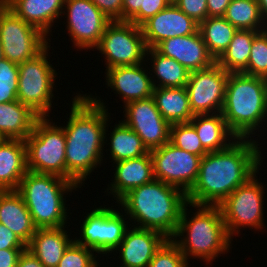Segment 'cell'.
I'll return each instance as SVG.
<instances>
[{"label":"cell","instance_id":"1","mask_svg":"<svg viewBox=\"0 0 267 267\" xmlns=\"http://www.w3.org/2000/svg\"><path fill=\"white\" fill-rule=\"evenodd\" d=\"M257 140L238 138L224 150L205 154L197 181L187 194V202L219 206L255 173L258 175L264 158Z\"/></svg>","mask_w":267,"mask_h":267},{"label":"cell","instance_id":"2","mask_svg":"<svg viewBox=\"0 0 267 267\" xmlns=\"http://www.w3.org/2000/svg\"><path fill=\"white\" fill-rule=\"evenodd\" d=\"M72 99L69 120L66 126H62L66 139V179L81 188L87 176L90 177L102 163L104 134L110 113L97 96L78 93Z\"/></svg>","mask_w":267,"mask_h":267},{"label":"cell","instance_id":"3","mask_svg":"<svg viewBox=\"0 0 267 267\" xmlns=\"http://www.w3.org/2000/svg\"><path fill=\"white\" fill-rule=\"evenodd\" d=\"M134 221L132 227L152 229L166 238L175 235L183 207L188 203L187 195L180 189L153 179L124 195L118 202Z\"/></svg>","mask_w":267,"mask_h":267},{"label":"cell","instance_id":"4","mask_svg":"<svg viewBox=\"0 0 267 267\" xmlns=\"http://www.w3.org/2000/svg\"><path fill=\"white\" fill-rule=\"evenodd\" d=\"M187 206L197 210L191 219L187 214ZM171 239L187 261L189 257L198 258L207 265L215 261L221 253L227 254L233 241L228 235L219 206L190 203L183 207L177 231Z\"/></svg>","mask_w":267,"mask_h":267},{"label":"cell","instance_id":"5","mask_svg":"<svg viewBox=\"0 0 267 267\" xmlns=\"http://www.w3.org/2000/svg\"><path fill=\"white\" fill-rule=\"evenodd\" d=\"M221 113L238 138L253 137L267 121V79L229 73Z\"/></svg>","mask_w":267,"mask_h":267},{"label":"cell","instance_id":"6","mask_svg":"<svg viewBox=\"0 0 267 267\" xmlns=\"http://www.w3.org/2000/svg\"><path fill=\"white\" fill-rule=\"evenodd\" d=\"M79 186L61 176L27 171L16 190L23 198L37 229L66 226V193ZM65 194V195H64Z\"/></svg>","mask_w":267,"mask_h":267},{"label":"cell","instance_id":"7","mask_svg":"<svg viewBox=\"0 0 267 267\" xmlns=\"http://www.w3.org/2000/svg\"><path fill=\"white\" fill-rule=\"evenodd\" d=\"M48 117H39L26 143L27 170L66 179L65 131Z\"/></svg>","mask_w":267,"mask_h":267},{"label":"cell","instance_id":"8","mask_svg":"<svg viewBox=\"0 0 267 267\" xmlns=\"http://www.w3.org/2000/svg\"><path fill=\"white\" fill-rule=\"evenodd\" d=\"M50 47L49 44L36 57L18 64L17 99L39 117H49L53 108L51 100H54V80L58 74L48 58Z\"/></svg>","mask_w":267,"mask_h":267},{"label":"cell","instance_id":"9","mask_svg":"<svg viewBox=\"0 0 267 267\" xmlns=\"http://www.w3.org/2000/svg\"><path fill=\"white\" fill-rule=\"evenodd\" d=\"M256 173L235 189L220 205L228 235L233 238L242 228L262 230L265 188Z\"/></svg>","mask_w":267,"mask_h":267},{"label":"cell","instance_id":"10","mask_svg":"<svg viewBox=\"0 0 267 267\" xmlns=\"http://www.w3.org/2000/svg\"><path fill=\"white\" fill-rule=\"evenodd\" d=\"M0 41L3 58L16 64L36 57L51 42L43 32L26 23L5 4H0Z\"/></svg>","mask_w":267,"mask_h":267},{"label":"cell","instance_id":"11","mask_svg":"<svg viewBox=\"0 0 267 267\" xmlns=\"http://www.w3.org/2000/svg\"><path fill=\"white\" fill-rule=\"evenodd\" d=\"M95 49L105 56L106 69L148 62L141 27L128 21L110 22Z\"/></svg>","mask_w":267,"mask_h":267},{"label":"cell","instance_id":"12","mask_svg":"<svg viewBox=\"0 0 267 267\" xmlns=\"http://www.w3.org/2000/svg\"><path fill=\"white\" fill-rule=\"evenodd\" d=\"M86 215L80 224L82 238L75 237L74 241L103 256L112 252L114 254L129 228L128 221H125L126 214L116 211L112 206H100Z\"/></svg>","mask_w":267,"mask_h":267},{"label":"cell","instance_id":"13","mask_svg":"<svg viewBox=\"0 0 267 267\" xmlns=\"http://www.w3.org/2000/svg\"><path fill=\"white\" fill-rule=\"evenodd\" d=\"M154 179L182 190L186 195L195 185L201 156L186 152L170 141L150 151Z\"/></svg>","mask_w":267,"mask_h":267},{"label":"cell","instance_id":"14","mask_svg":"<svg viewBox=\"0 0 267 267\" xmlns=\"http://www.w3.org/2000/svg\"><path fill=\"white\" fill-rule=\"evenodd\" d=\"M63 10L67 18L66 29L74 47L95 49L111 21L91 0H65Z\"/></svg>","mask_w":267,"mask_h":267},{"label":"cell","instance_id":"15","mask_svg":"<svg viewBox=\"0 0 267 267\" xmlns=\"http://www.w3.org/2000/svg\"><path fill=\"white\" fill-rule=\"evenodd\" d=\"M229 72L216 62L209 68L190 72L186 89L193 115L220 113Z\"/></svg>","mask_w":267,"mask_h":267},{"label":"cell","instance_id":"16","mask_svg":"<svg viewBox=\"0 0 267 267\" xmlns=\"http://www.w3.org/2000/svg\"><path fill=\"white\" fill-rule=\"evenodd\" d=\"M123 108L127 119L122 121L138 134L149 151L170 141L171 124L162 117L152 96L132 101Z\"/></svg>","mask_w":267,"mask_h":267},{"label":"cell","instance_id":"17","mask_svg":"<svg viewBox=\"0 0 267 267\" xmlns=\"http://www.w3.org/2000/svg\"><path fill=\"white\" fill-rule=\"evenodd\" d=\"M140 27L147 48H154L165 39L191 35L199 31V24L173 2Z\"/></svg>","mask_w":267,"mask_h":267},{"label":"cell","instance_id":"18","mask_svg":"<svg viewBox=\"0 0 267 267\" xmlns=\"http://www.w3.org/2000/svg\"><path fill=\"white\" fill-rule=\"evenodd\" d=\"M154 49L165 57L174 58L190 72L209 68L216 62L208 52L200 31L165 39Z\"/></svg>","mask_w":267,"mask_h":267},{"label":"cell","instance_id":"19","mask_svg":"<svg viewBox=\"0 0 267 267\" xmlns=\"http://www.w3.org/2000/svg\"><path fill=\"white\" fill-rule=\"evenodd\" d=\"M128 228L119 246V267H146L155 252L168 239L161 232L139 227Z\"/></svg>","mask_w":267,"mask_h":267},{"label":"cell","instance_id":"20","mask_svg":"<svg viewBox=\"0 0 267 267\" xmlns=\"http://www.w3.org/2000/svg\"><path fill=\"white\" fill-rule=\"evenodd\" d=\"M143 64L118 66L105 70V84L121 96L124 105L149 98L153 94L154 86L148 74L151 72H148Z\"/></svg>","mask_w":267,"mask_h":267},{"label":"cell","instance_id":"21","mask_svg":"<svg viewBox=\"0 0 267 267\" xmlns=\"http://www.w3.org/2000/svg\"><path fill=\"white\" fill-rule=\"evenodd\" d=\"M113 181L106 189L118 202L124 195L138 186L145 185L154 179L153 162L150 152L133 159L114 163Z\"/></svg>","mask_w":267,"mask_h":267},{"label":"cell","instance_id":"22","mask_svg":"<svg viewBox=\"0 0 267 267\" xmlns=\"http://www.w3.org/2000/svg\"><path fill=\"white\" fill-rule=\"evenodd\" d=\"M64 4L65 0H9L5 5L26 23L49 36L55 20L64 17Z\"/></svg>","mask_w":267,"mask_h":267},{"label":"cell","instance_id":"23","mask_svg":"<svg viewBox=\"0 0 267 267\" xmlns=\"http://www.w3.org/2000/svg\"><path fill=\"white\" fill-rule=\"evenodd\" d=\"M0 223L13 231L26 245L37 230L22 196L16 190L0 191Z\"/></svg>","mask_w":267,"mask_h":267},{"label":"cell","instance_id":"24","mask_svg":"<svg viewBox=\"0 0 267 267\" xmlns=\"http://www.w3.org/2000/svg\"><path fill=\"white\" fill-rule=\"evenodd\" d=\"M65 228L66 226L37 229L27 245V249L44 267H57L64 251L74 241Z\"/></svg>","mask_w":267,"mask_h":267},{"label":"cell","instance_id":"25","mask_svg":"<svg viewBox=\"0 0 267 267\" xmlns=\"http://www.w3.org/2000/svg\"><path fill=\"white\" fill-rule=\"evenodd\" d=\"M27 171L25 141L5 139L0 144V191L17 190Z\"/></svg>","mask_w":267,"mask_h":267},{"label":"cell","instance_id":"26","mask_svg":"<svg viewBox=\"0 0 267 267\" xmlns=\"http://www.w3.org/2000/svg\"><path fill=\"white\" fill-rule=\"evenodd\" d=\"M207 152L221 151L238 137L229 129L222 113L194 115L189 121ZM231 139V140H230Z\"/></svg>","mask_w":267,"mask_h":267},{"label":"cell","instance_id":"27","mask_svg":"<svg viewBox=\"0 0 267 267\" xmlns=\"http://www.w3.org/2000/svg\"><path fill=\"white\" fill-rule=\"evenodd\" d=\"M39 116L20 101L0 103V134L5 139L25 140Z\"/></svg>","mask_w":267,"mask_h":267},{"label":"cell","instance_id":"28","mask_svg":"<svg viewBox=\"0 0 267 267\" xmlns=\"http://www.w3.org/2000/svg\"><path fill=\"white\" fill-rule=\"evenodd\" d=\"M152 97L162 117L170 124L189 123L194 117L186 87L154 88Z\"/></svg>","mask_w":267,"mask_h":267},{"label":"cell","instance_id":"29","mask_svg":"<svg viewBox=\"0 0 267 267\" xmlns=\"http://www.w3.org/2000/svg\"><path fill=\"white\" fill-rule=\"evenodd\" d=\"M109 124L107 123L104 134V143L110 144V157L113 163L141 157L150 151L144 145L142 139L138 134L127 126L122 120L118 124H115L113 131L109 137L110 142H107V129Z\"/></svg>","mask_w":267,"mask_h":267},{"label":"cell","instance_id":"30","mask_svg":"<svg viewBox=\"0 0 267 267\" xmlns=\"http://www.w3.org/2000/svg\"><path fill=\"white\" fill-rule=\"evenodd\" d=\"M146 57L153 63L151 64L152 70L150 72L152 71V73L150 75H152L151 79L154 88L186 87L190 71L179 64L174 58L165 57L154 48H147Z\"/></svg>","mask_w":267,"mask_h":267},{"label":"cell","instance_id":"31","mask_svg":"<svg viewBox=\"0 0 267 267\" xmlns=\"http://www.w3.org/2000/svg\"><path fill=\"white\" fill-rule=\"evenodd\" d=\"M261 31L237 29L228 48L216 63L229 73H241L247 68L254 37Z\"/></svg>","mask_w":267,"mask_h":267},{"label":"cell","instance_id":"32","mask_svg":"<svg viewBox=\"0 0 267 267\" xmlns=\"http://www.w3.org/2000/svg\"><path fill=\"white\" fill-rule=\"evenodd\" d=\"M199 31L215 61L228 48L237 29L224 17H207L199 24Z\"/></svg>","mask_w":267,"mask_h":267},{"label":"cell","instance_id":"33","mask_svg":"<svg viewBox=\"0 0 267 267\" xmlns=\"http://www.w3.org/2000/svg\"><path fill=\"white\" fill-rule=\"evenodd\" d=\"M223 17L236 29L253 31L267 29L257 0H232Z\"/></svg>","mask_w":267,"mask_h":267},{"label":"cell","instance_id":"34","mask_svg":"<svg viewBox=\"0 0 267 267\" xmlns=\"http://www.w3.org/2000/svg\"><path fill=\"white\" fill-rule=\"evenodd\" d=\"M170 142L186 152L203 157L208 152L202 147L196 130L190 123H174L170 127Z\"/></svg>","mask_w":267,"mask_h":267},{"label":"cell","instance_id":"35","mask_svg":"<svg viewBox=\"0 0 267 267\" xmlns=\"http://www.w3.org/2000/svg\"><path fill=\"white\" fill-rule=\"evenodd\" d=\"M242 73L267 79V29L254 37L247 68Z\"/></svg>","mask_w":267,"mask_h":267},{"label":"cell","instance_id":"36","mask_svg":"<svg viewBox=\"0 0 267 267\" xmlns=\"http://www.w3.org/2000/svg\"><path fill=\"white\" fill-rule=\"evenodd\" d=\"M19 70L18 64L6 58L0 60V103L17 99Z\"/></svg>","mask_w":267,"mask_h":267},{"label":"cell","instance_id":"37","mask_svg":"<svg viewBox=\"0 0 267 267\" xmlns=\"http://www.w3.org/2000/svg\"><path fill=\"white\" fill-rule=\"evenodd\" d=\"M94 252L92 249L73 241L64 251L57 267H100Z\"/></svg>","mask_w":267,"mask_h":267},{"label":"cell","instance_id":"38","mask_svg":"<svg viewBox=\"0 0 267 267\" xmlns=\"http://www.w3.org/2000/svg\"><path fill=\"white\" fill-rule=\"evenodd\" d=\"M189 263L181 253L179 247L167 239L155 252L152 260L146 267H189Z\"/></svg>","mask_w":267,"mask_h":267},{"label":"cell","instance_id":"39","mask_svg":"<svg viewBox=\"0 0 267 267\" xmlns=\"http://www.w3.org/2000/svg\"><path fill=\"white\" fill-rule=\"evenodd\" d=\"M173 3L198 24L208 17L207 0H175Z\"/></svg>","mask_w":267,"mask_h":267},{"label":"cell","instance_id":"40","mask_svg":"<svg viewBox=\"0 0 267 267\" xmlns=\"http://www.w3.org/2000/svg\"><path fill=\"white\" fill-rule=\"evenodd\" d=\"M171 2V0H144V8H140L128 22L141 26L149 18L165 9Z\"/></svg>","mask_w":267,"mask_h":267},{"label":"cell","instance_id":"41","mask_svg":"<svg viewBox=\"0 0 267 267\" xmlns=\"http://www.w3.org/2000/svg\"><path fill=\"white\" fill-rule=\"evenodd\" d=\"M112 21H122L123 0H91Z\"/></svg>","mask_w":267,"mask_h":267},{"label":"cell","instance_id":"42","mask_svg":"<svg viewBox=\"0 0 267 267\" xmlns=\"http://www.w3.org/2000/svg\"><path fill=\"white\" fill-rule=\"evenodd\" d=\"M0 249H27V245L7 226L0 223Z\"/></svg>","mask_w":267,"mask_h":267},{"label":"cell","instance_id":"43","mask_svg":"<svg viewBox=\"0 0 267 267\" xmlns=\"http://www.w3.org/2000/svg\"><path fill=\"white\" fill-rule=\"evenodd\" d=\"M26 249H0V267H17L20 254Z\"/></svg>","mask_w":267,"mask_h":267},{"label":"cell","instance_id":"44","mask_svg":"<svg viewBox=\"0 0 267 267\" xmlns=\"http://www.w3.org/2000/svg\"><path fill=\"white\" fill-rule=\"evenodd\" d=\"M140 8H144V0H123L122 21H129Z\"/></svg>","mask_w":267,"mask_h":267},{"label":"cell","instance_id":"45","mask_svg":"<svg viewBox=\"0 0 267 267\" xmlns=\"http://www.w3.org/2000/svg\"><path fill=\"white\" fill-rule=\"evenodd\" d=\"M232 0H207L208 17H223Z\"/></svg>","mask_w":267,"mask_h":267},{"label":"cell","instance_id":"46","mask_svg":"<svg viewBox=\"0 0 267 267\" xmlns=\"http://www.w3.org/2000/svg\"><path fill=\"white\" fill-rule=\"evenodd\" d=\"M17 267H44V266L28 249H26L20 254Z\"/></svg>","mask_w":267,"mask_h":267},{"label":"cell","instance_id":"47","mask_svg":"<svg viewBox=\"0 0 267 267\" xmlns=\"http://www.w3.org/2000/svg\"><path fill=\"white\" fill-rule=\"evenodd\" d=\"M257 2L260 8L261 16L264 22H266V26H267V0H257Z\"/></svg>","mask_w":267,"mask_h":267},{"label":"cell","instance_id":"48","mask_svg":"<svg viewBox=\"0 0 267 267\" xmlns=\"http://www.w3.org/2000/svg\"><path fill=\"white\" fill-rule=\"evenodd\" d=\"M3 58L2 45L0 41V60Z\"/></svg>","mask_w":267,"mask_h":267},{"label":"cell","instance_id":"49","mask_svg":"<svg viewBox=\"0 0 267 267\" xmlns=\"http://www.w3.org/2000/svg\"><path fill=\"white\" fill-rule=\"evenodd\" d=\"M5 141V138L0 134V144Z\"/></svg>","mask_w":267,"mask_h":267},{"label":"cell","instance_id":"50","mask_svg":"<svg viewBox=\"0 0 267 267\" xmlns=\"http://www.w3.org/2000/svg\"><path fill=\"white\" fill-rule=\"evenodd\" d=\"M9 0H0V4H6Z\"/></svg>","mask_w":267,"mask_h":267}]
</instances>
